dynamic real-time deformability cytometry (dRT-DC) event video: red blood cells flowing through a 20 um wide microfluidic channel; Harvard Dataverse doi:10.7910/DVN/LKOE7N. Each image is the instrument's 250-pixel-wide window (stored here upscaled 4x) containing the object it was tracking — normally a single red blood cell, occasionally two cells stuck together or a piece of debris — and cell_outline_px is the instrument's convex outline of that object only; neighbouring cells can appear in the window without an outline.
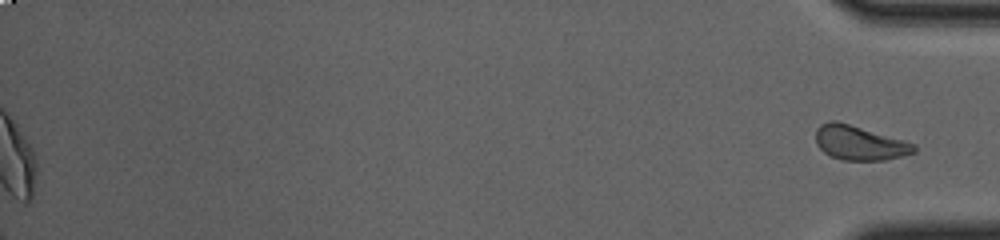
{"species": "common noctule bat (a hibernating species)", "species_latin": "Nyctalus noctula", "temperature_condition": "cold", "stored_images_in_passage": 44, "camera_frame_rate_fps": 3000, "um_per_image_px": 0.085, "animal": {"sex": "female", "body_mass_g": 23.0, "forearm_length_mm": 53.4}, "frame": {"image": 1, "passage_image": 44, "time_ms": 14.333, "image_size_px": [1000, 240], "cell_outline_px": [[916, 152], [904, 156], [884, 160], [844, 160], [832, 156], [824, 152], [816, 144], [816, 128], [820, 124], [828, 120], [836, 120], [916, 144]], "centroid_in_image_um": [73.05, 12.14], "position_along_channel_um": 362.2, "area_um2": 19.65}, "authors_computed_cell_mechanics": {"area_um2": 18.9006, "velocity_mm_per_s": 3.6654, "shape_relaxation_time_tau1_ms": 3.7686, "shape_relaxation_time_tau2_ms": 2.1341, "deformation_change_tau1": 0.1554, "deformation_change_tau2": 0.0564}}